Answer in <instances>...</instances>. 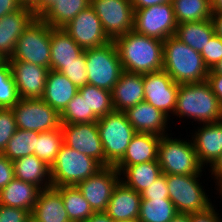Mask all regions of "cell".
Listing matches in <instances>:
<instances>
[{"mask_svg": "<svg viewBox=\"0 0 222 222\" xmlns=\"http://www.w3.org/2000/svg\"><path fill=\"white\" fill-rule=\"evenodd\" d=\"M113 42L125 72L146 74L163 69V41L131 30Z\"/></svg>", "mask_w": 222, "mask_h": 222, "instance_id": "1", "label": "cell"}, {"mask_svg": "<svg viewBox=\"0 0 222 222\" xmlns=\"http://www.w3.org/2000/svg\"><path fill=\"white\" fill-rule=\"evenodd\" d=\"M163 70L179 85L205 82L209 73L200 52L175 36L163 41Z\"/></svg>", "mask_w": 222, "mask_h": 222, "instance_id": "2", "label": "cell"}, {"mask_svg": "<svg viewBox=\"0 0 222 222\" xmlns=\"http://www.w3.org/2000/svg\"><path fill=\"white\" fill-rule=\"evenodd\" d=\"M173 115L192 118L198 124L213 123L222 120V106L207 81L180 84Z\"/></svg>", "mask_w": 222, "mask_h": 222, "instance_id": "3", "label": "cell"}, {"mask_svg": "<svg viewBox=\"0 0 222 222\" xmlns=\"http://www.w3.org/2000/svg\"><path fill=\"white\" fill-rule=\"evenodd\" d=\"M102 168L97 160L63 144L50 166L52 187L76 186Z\"/></svg>", "mask_w": 222, "mask_h": 222, "instance_id": "4", "label": "cell"}, {"mask_svg": "<svg viewBox=\"0 0 222 222\" xmlns=\"http://www.w3.org/2000/svg\"><path fill=\"white\" fill-rule=\"evenodd\" d=\"M157 161L166 175H191L201 173L204 167L198 160L192 139H174L161 136L158 145Z\"/></svg>", "mask_w": 222, "mask_h": 222, "instance_id": "5", "label": "cell"}, {"mask_svg": "<svg viewBox=\"0 0 222 222\" xmlns=\"http://www.w3.org/2000/svg\"><path fill=\"white\" fill-rule=\"evenodd\" d=\"M96 122L104 149L105 166H114L124 156L136 131L124 112L114 111Z\"/></svg>", "mask_w": 222, "mask_h": 222, "instance_id": "6", "label": "cell"}, {"mask_svg": "<svg viewBox=\"0 0 222 222\" xmlns=\"http://www.w3.org/2000/svg\"><path fill=\"white\" fill-rule=\"evenodd\" d=\"M85 58L88 84L112 91L124 72L114 42L85 49Z\"/></svg>", "mask_w": 222, "mask_h": 222, "instance_id": "7", "label": "cell"}, {"mask_svg": "<svg viewBox=\"0 0 222 222\" xmlns=\"http://www.w3.org/2000/svg\"><path fill=\"white\" fill-rule=\"evenodd\" d=\"M50 26L36 17L18 38L16 49L7 61H26L50 69Z\"/></svg>", "mask_w": 222, "mask_h": 222, "instance_id": "8", "label": "cell"}, {"mask_svg": "<svg viewBox=\"0 0 222 222\" xmlns=\"http://www.w3.org/2000/svg\"><path fill=\"white\" fill-rule=\"evenodd\" d=\"M202 172L191 175H166L169 199L178 213L190 214L202 212L212 206L209 195L202 183H199Z\"/></svg>", "mask_w": 222, "mask_h": 222, "instance_id": "9", "label": "cell"}, {"mask_svg": "<svg viewBox=\"0 0 222 222\" xmlns=\"http://www.w3.org/2000/svg\"><path fill=\"white\" fill-rule=\"evenodd\" d=\"M12 109L17 129L40 133L61 127L60 113L42 99H20Z\"/></svg>", "mask_w": 222, "mask_h": 222, "instance_id": "10", "label": "cell"}, {"mask_svg": "<svg viewBox=\"0 0 222 222\" xmlns=\"http://www.w3.org/2000/svg\"><path fill=\"white\" fill-rule=\"evenodd\" d=\"M176 28L171 2L135 10L133 30L139 34L164 41L175 35Z\"/></svg>", "mask_w": 222, "mask_h": 222, "instance_id": "11", "label": "cell"}, {"mask_svg": "<svg viewBox=\"0 0 222 222\" xmlns=\"http://www.w3.org/2000/svg\"><path fill=\"white\" fill-rule=\"evenodd\" d=\"M108 38H115L133 30L134 7L130 0H90Z\"/></svg>", "mask_w": 222, "mask_h": 222, "instance_id": "12", "label": "cell"}, {"mask_svg": "<svg viewBox=\"0 0 222 222\" xmlns=\"http://www.w3.org/2000/svg\"><path fill=\"white\" fill-rule=\"evenodd\" d=\"M120 176L114 166H105L76 187L89 202L93 212H105L114 188L121 181Z\"/></svg>", "mask_w": 222, "mask_h": 222, "instance_id": "13", "label": "cell"}, {"mask_svg": "<svg viewBox=\"0 0 222 222\" xmlns=\"http://www.w3.org/2000/svg\"><path fill=\"white\" fill-rule=\"evenodd\" d=\"M62 29L84 50L101 47L111 41L91 6L82 10Z\"/></svg>", "mask_w": 222, "mask_h": 222, "instance_id": "14", "label": "cell"}, {"mask_svg": "<svg viewBox=\"0 0 222 222\" xmlns=\"http://www.w3.org/2000/svg\"><path fill=\"white\" fill-rule=\"evenodd\" d=\"M144 101L162 111L169 118L174 113L179 84L163 69L143 74Z\"/></svg>", "mask_w": 222, "mask_h": 222, "instance_id": "15", "label": "cell"}, {"mask_svg": "<svg viewBox=\"0 0 222 222\" xmlns=\"http://www.w3.org/2000/svg\"><path fill=\"white\" fill-rule=\"evenodd\" d=\"M64 144L97 160L105 167V155L97 122L61 124Z\"/></svg>", "mask_w": 222, "mask_h": 222, "instance_id": "16", "label": "cell"}, {"mask_svg": "<svg viewBox=\"0 0 222 222\" xmlns=\"http://www.w3.org/2000/svg\"><path fill=\"white\" fill-rule=\"evenodd\" d=\"M20 99H42L49 68L26 61H8Z\"/></svg>", "mask_w": 222, "mask_h": 222, "instance_id": "17", "label": "cell"}, {"mask_svg": "<svg viewBox=\"0 0 222 222\" xmlns=\"http://www.w3.org/2000/svg\"><path fill=\"white\" fill-rule=\"evenodd\" d=\"M36 17L31 8L22 7L0 18V55L6 61L13 55L18 38Z\"/></svg>", "mask_w": 222, "mask_h": 222, "instance_id": "18", "label": "cell"}, {"mask_svg": "<svg viewBox=\"0 0 222 222\" xmlns=\"http://www.w3.org/2000/svg\"><path fill=\"white\" fill-rule=\"evenodd\" d=\"M124 113L136 133H151L158 136L168 134L165 132L168 130L167 121L170 118L146 101L139 102Z\"/></svg>", "mask_w": 222, "mask_h": 222, "instance_id": "19", "label": "cell"}, {"mask_svg": "<svg viewBox=\"0 0 222 222\" xmlns=\"http://www.w3.org/2000/svg\"><path fill=\"white\" fill-rule=\"evenodd\" d=\"M197 128L192 135V141L198 160L203 167H211L222 153V120Z\"/></svg>", "mask_w": 222, "mask_h": 222, "instance_id": "20", "label": "cell"}, {"mask_svg": "<svg viewBox=\"0 0 222 222\" xmlns=\"http://www.w3.org/2000/svg\"><path fill=\"white\" fill-rule=\"evenodd\" d=\"M160 139L161 136L155 134L136 133L132 137L124 156L114 167L121 173L127 166L157 161Z\"/></svg>", "mask_w": 222, "mask_h": 222, "instance_id": "21", "label": "cell"}, {"mask_svg": "<svg viewBox=\"0 0 222 222\" xmlns=\"http://www.w3.org/2000/svg\"><path fill=\"white\" fill-rule=\"evenodd\" d=\"M111 95L114 110L118 112H125L144 101L143 74L124 71L114 85Z\"/></svg>", "mask_w": 222, "mask_h": 222, "instance_id": "22", "label": "cell"}, {"mask_svg": "<svg viewBox=\"0 0 222 222\" xmlns=\"http://www.w3.org/2000/svg\"><path fill=\"white\" fill-rule=\"evenodd\" d=\"M141 194L120 181L114 188L106 214L115 222L138 219Z\"/></svg>", "mask_w": 222, "mask_h": 222, "instance_id": "23", "label": "cell"}, {"mask_svg": "<svg viewBox=\"0 0 222 222\" xmlns=\"http://www.w3.org/2000/svg\"><path fill=\"white\" fill-rule=\"evenodd\" d=\"M51 60L50 70L59 71L65 65L71 64L80 56L81 48L62 28L50 26Z\"/></svg>", "mask_w": 222, "mask_h": 222, "instance_id": "24", "label": "cell"}, {"mask_svg": "<svg viewBox=\"0 0 222 222\" xmlns=\"http://www.w3.org/2000/svg\"><path fill=\"white\" fill-rule=\"evenodd\" d=\"M78 93V88L62 73L49 70L42 100L61 113Z\"/></svg>", "mask_w": 222, "mask_h": 222, "instance_id": "25", "label": "cell"}, {"mask_svg": "<svg viewBox=\"0 0 222 222\" xmlns=\"http://www.w3.org/2000/svg\"><path fill=\"white\" fill-rule=\"evenodd\" d=\"M31 214L39 222H71L61 193L55 187L40 190Z\"/></svg>", "mask_w": 222, "mask_h": 222, "instance_id": "26", "label": "cell"}, {"mask_svg": "<svg viewBox=\"0 0 222 222\" xmlns=\"http://www.w3.org/2000/svg\"><path fill=\"white\" fill-rule=\"evenodd\" d=\"M40 188L33 183L14 178L0 190V204L32 212Z\"/></svg>", "mask_w": 222, "mask_h": 222, "instance_id": "27", "label": "cell"}, {"mask_svg": "<svg viewBox=\"0 0 222 222\" xmlns=\"http://www.w3.org/2000/svg\"><path fill=\"white\" fill-rule=\"evenodd\" d=\"M15 178L30 182L41 190L52 187L50 166L34 154L13 161Z\"/></svg>", "mask_w": 222, "mask_h": 222, "instance_id": "28", "label": "cell"}, {"mask_svg": "<svg viewBox=\"0 0 222 222\" xmlns=\"http://www.w3.org/2000/svg\"><path fill=\"white\" fill-rule=\"evenodd\" d=\"M88 6L90 0H55L39 18L52 28H63Z\"/></svg>", "mask_w": 222, "mask_h": 222, "instance_id": "29", "label": "cell"}, {"mask_svg": "<svg viewBox=\"0 0 222 222\" xmlns=\"http://www.w3.org/2000/svg\"><path fill=\"white\" fill-rule=\"evenodd\" d=\"M215 34L212 19L177 24L175 37L201 52Z\"/></svg>", "mask_w": 222, "mask_h": 222, "instance_id": "30", "label": "cell"}, {"mask_svg": "<svg viewBox=\"0 0 222 222\" xmlns=\"http://www.w3.org/2000/svg\"><path fill=\"white\" fill-rule=\"evenodd\" d=\"M162 174L158 161L127 166L120 175L121 181L137 193L143 192Z\"/></svg>", "mask_w": 222, "mask_h": 222, "instance_id": "31", "label": "cell"}, {"mask_svg": "<svg viewBox=\"0 0 222 222\" xmlns=\"http://www.w3.org/2000/svg\"><path fill=\"white\" fill-rule=\"evenodd\" d=\"M88 107V123L96 122L100 117L114 112L111 91L86 84L78 88Z\"/></svg>", "mask_w": 222, "mask_h": 222, "instance_id": "32", "label": "cell"}, {"mask_svg": "<svg viewBox=\"0 0 222 222\" xmlns=\"http://www.w3.org/2000/svg\"><path fill=\"white\" fill-rule=\"evenodd\" d=\"M177 24L211 19V0H171Z\"/></svg>", "mask_w": 222, "mask_h": 222, "instance_id": "33", "label": "cell"}, {"mask_svg": "<svg viewBox=\"0 0 222 222\" xmlns=\"http://www.w3.org/2000/svg\"><path fill=\"white\" fill-rule=\"evenodd\" d=\"M62 196L71 222H85L94 212L76 186L55 187Z\"/></svg>", "mask_w": 222, "mask_h": 222, "instance_id": "34", "label": "cell"}, {"mask_svg": "<svg viewBox=\"0 0 222 222\" xmlns=\"http://www.w3.org/2000/svg\"><path fill=\"white\" fill-rule=\"evenodd\" d=\"M178 211L170 199H141L139 222H170Z\"/></svg>", "mask_w": 222, "mask_h": 222, "instance_id": "35", "label": "cell"}, {"mask_svg": "<svg viewBox=\"0 0 222 222\" xmlns=\"http://www.w3.org/2000/svg\"><path fill=\"white\" fill-rule=\"evenodd\" d=\"M38 133L36 131L17 129L2 154L11 161L34 154Z\"/></svg>", "mask_w": 222, "mask_h": 222, "instance_id": "36", "label": "cell"}, {"mask_svg": "<svg viewBox=\"0 0 222 222\" xmlns=\"http://www.w3.org/2000/svg\"><path fill=\"white\" fill-rule=\"evenodd\" d=\"M63 144L61 127L47 132H40L38 133V139H36L34 155L48 166H51Z\"/></svg>", "mask_w": 222, "mask_h": 222, "instance_id": "37", "label": "cell"}, {"mask_svg": "<svg viewBox=\"0 0 222 222\" xmlns=\"http://www.w3.org/2000/svg\"><path fill=\"white\" fill-rule=\"evenodd\" d=\"M20 100L8 61L0 65V108H12Z\"/></svg>", "mask_w": 222, "mask_h": 222, "instance_id": "38", "label": "cell"}, {"mask_svg": "<svg viewBox=\"0 0 222 222\" xmlns=\"http://www.w3.org/2000/svg\"><path fill=\"white\" fill-rule=\"evenodd\" d=\"M61 124H82L88 123V107L85 99L77 93L60 113Z\"/></svg>", "mask_w": 222, "mask_h": 222, "instance_id": "39", "label": "cell"}, {"mask_svg": "<svg viewBox=\"0 0 222 222\" xmlns=\"http://www.w3.org/2000/svg\"><path fill=\"white\" fill-rule=\"evenodd\" d=\"M58 72L64 74L77 88L88 84L85 50L74 62L65 65Z\"/></svg>", "mask_w": 222, "mask_h": 222, "instance_id": "40", "label": "cell"}, {"mask_svg": "<svg viewBox=\"0 0 222 222\" xmlns=\"http://www.w3.org/2000/svg\"><path fill=\"white\" fill-rule=\"evenodd\" d=\"M16 130L17 124L13 109L0 108V153H3Z\"/></svg>", "mask_w": 222, "mask_h": 222, "instance_id": "41", "label": "cell"}, {"mask_svg": "<svg viewBox=\"0 0 222 222\" xmlns=\"http://www.w3.org/2000/svg\"><path fill=\"white\" fill-rule=\"evenodd\" d=\"M200 54L205 66L211 70L222 59V39L214 34Z\"/></svg>", "mask_w": 222, "mask_h": 222, "instance_id": "42", "label": "cell"}, {"mask_svg": "<svg viewBox=\"0 0 222 222\" xmlns=\"http://www.w3.org/2000/svg\"><path fill=\"white\" fill-rule=\"evenodd\" d=\"M141 194V199H169L166 174L162 173L150 187Z\"/></svg>", "mask_w": 222, "mask_h": 222, "instance_id": "43", "label": "cell"}, {"mask_svg": "<svg viewBox=\"0 0 222 222\" xmlns=\"http://www.w3.org/2000/svg\"><path fill=\"white\" fill-rule=\"evenodd\" d=\"M30 214L27 210L0 204V222H25Z\"/></svg>", "mask_w": 222, "mask_h": 222, "instance_id": "44", "label": "cell"}, {"mask_svg": "<svg viewBox=\"0 0 222 222\" xmlns=\"http://www.w3.org/2000/svg\"><path fill=\"white\" fill-rule=\"evenodd\" d=\"M14 178L13 161L0 153V190L7 186Z\"/></svg>", "mask_w": 222, "mask_h": 222, "instance_id": "45", "label": "cell"}, {"mask_svg": "<svg viewBox=\"0 0 222 222\" xmlns=\"http://www.w3.org/2000/svg\"><path fill=\"white\" fill-rule=\"evenodd\" d=\"M214 208L213 205L202 212L190 213V222H222Z\"/></svg>", "mask_w": 222, "mask_h": 222, "instance_id": "46", "label": "cell"}, {"mask_svg": "<svg viewBox=\"0 0 222 222\" xmlns=\"http://www.w3.org/2000/svg\"><path fill=\"white\" fill-rule=\"evenodd\" d=\"M207 82L210 84L213 93L216 95L222 106V75L208 74Z\"/></svg>", "mask_w": 222, "mask_h": 222, "instance_id": "47", "label": "cell"}, {"mask_svg": "<svg viewBox=\"0 0 222 222\" xmlns=\"http://www.w3.org/2000/svg\"><path fill=\"white\" fill-rule=\"evenodd\" d=\"M22 8L18 0H0V18Z\"/></svg>", "mask_w": 222, "mask_h": 222, "instance_id": "48", "label": "cell"}, {"mask_svg": "<svg viewBox=\"0 0 222 222\" xmlns=\"http://www.w3.org/2000/svg\"><path fill=\"white\" fill-rule=\"evenodd\" d=\"M134 10L151 7L157 4H165L171 0H130Z\"/></svg>", "mask_w": 222, "mask_h": 222, "instance_id": "49", "label": "cell"}, {"mask_svg": "<svg viewBox=\"0 0 222 222\" xmlns=\"http://www.w3.org/2000/svg\"><path fill=\"white\" fill-rule=\"evenodd\" d=\"M210 168L211 175L214 176L215 183L217 184L222 179V153Z\"/></svg>", "mask_w": 222, "mask_h": 222, "instance_id": "50", "label": "cell"}, {"mask_svg": "<svg viewBox=\"0 0 222 222\" xmlns=\"http://www.w3.org/2000/svg\"><path fill=\"white\" fill-rule=\"evenodd\" d=\"M85 222H115L106 212H94Z\"/></svg>", "mask_w": 222, "mask_h": 222, "instance_id": "51", "label": "cell"}, {"mask_svg": "<svg viewBox=\"0 0 222 222\" xmlns=\"http://www.w3.org/2000/svg\"><path fill=\"white\" fill-rule=\"evenodd\" d=\"M212 22L215 29V34L222 39V12L212 13Z\"/></svg>", "mask_w": 222, "mask_h": 222, "instance_id": "52", "label": "cell"}, {"mask_svg": "<svg viewBox=\"0 0 222 222\" xmlns=\"http://www.w3.org/2000/svg\"><path fill=\"white\" fill-rule=\"evenodd\" d=\"M55 0H36V16L39 17Z\"/></svg>", "mask_w": 222, "mask_h": 222, "instance_id": "53", "label": "cell"}, {"mask_svg": "<svg viewBox=\"0 0 222 222\" xmlns=\"http://www.w3.org/2000/svg\"><path fill=\"white\" fill-rule=\"evenodd\" d=\"M22 7L31 8L36 15V0H18Z\"/></svg>", "mask_w": 222, "mask_h": 222, "instance_id": "54", "label": "cell"}, {"mask_svg": "<svg viewBox=\"0 0 222 222\" xmlns=\"http://www.w3.org/2000/svg\"><path fill=\"white\" fill-rule=\"evenodd\" d=\"M211 11L212 13H221L222 0H211Z\"/></svg>", "mask_w": 222, "mask_h": 222, "instance_id": "55", "label": "cell"}, {"mask_svg": "<svg viewBox=\"0 0 222 222\" xmlns=\"http://www.w3.org/2000/svg\"><path fill=\"white\" fill-rule=\"evenodd\" d=\"M170 222H190V214L178 213Z\"/></svg>", "mask_w": 222, "mask_h": 222, "instance_id": "56", "label": "cell"}, {"mask_svg": "<svg viewBox=\"0 0 222 222\" xmlns=\"http://www.w3.org/2000/svg\"><path fill=\"white\" fill-rule=\"evenodd\" d=\"M208 74H221L222 75V59L211 69Z\"/></svg>", "mask_w": 222, "mask_h": 222, "instance_id": "57", "label": "cell"}, {"mask_svg": "<svg viewBox=\"0 0 222 222\" xmlns=\"http://www.w3.org/2000/svg\"><path fill=\"white\" fill-rule=\"evenodd\" d=\"M25 222H39V221L32 214H30Z\"/></svg>", "mask_w": 222, "mask_h": 222, "instance_id": "58", "label": "cell"}, {"mask_svg": "<svg viewBox=\"0 0 222 222\" xmlns=\"http://www.w3.org/2000/svg\"><path fill=\"white\" fill-rule=\"evenodd\" d=\"M218 189H216L219 194L222 196V179L216 184Z\"/></svg>", "mask_w": 222, "mask_h": 222, "instance_id": "59", "label": "cell"}, {"mask_svg": "<svg viewBox=\"0 0 222 222\" xmlns=\"http://www.w3.org/2000/svg\"><path fill=\"white\" fill-rule=\"evenodd\" d=\"M117 222H139L138 219L135 220H123V221H117Z\"/></svg>", "mask_w": 222, "mask_h": 222, "instance_id": "60", "label": "cell"}, {"mask_svg": "<svg viewBox=\"0 0 222 222\" xmlns=\"http://www.w3.org/2000/svg\"><path fill=\"white\" fill-rule=\"evenodd\" d=\"M6 60L0 55V65H2Z\"/></svg>", "mask_w": 222, "mask_h": 222, "instance_id": "61", "label": "cell"}]
</instances>
